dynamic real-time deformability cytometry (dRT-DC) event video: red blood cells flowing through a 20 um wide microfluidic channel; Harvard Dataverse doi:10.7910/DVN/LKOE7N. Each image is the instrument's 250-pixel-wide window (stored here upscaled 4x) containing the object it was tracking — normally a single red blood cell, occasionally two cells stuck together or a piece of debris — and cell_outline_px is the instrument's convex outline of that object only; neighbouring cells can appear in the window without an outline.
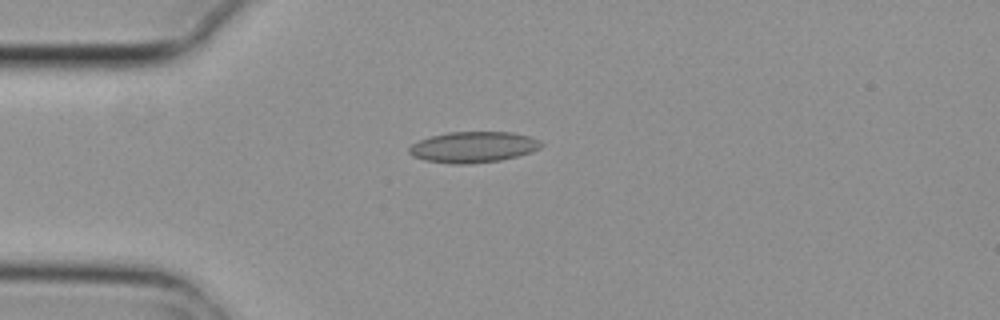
{"species": "common noctule bat (a hibernating species)", "species_latin": "Nyctalus noctula", "temperature_condition": "cold", "stored_images_in_passage": 2, "camera_frame_rate_fps": 3000, "um_per_image_px": 0.085, "animal": {"sex": "female", "body_mass_g": 29.2, "forearm_length_mm": 56.3}, "frame": {"image": 1, "passage_image": 1, "time_ms": 0.0, "image_size_px": [1000, 320], "cell_outline_px": [[544, 144], [540, 148], [532, 152], [500, 160], [464, 164], [452, 164], [424, 160], [412, 156], [408, 152], [408, 148], [412, 144], [428, 136], [448, 132], [512, 132], [528, 136], [540, 140]], "centroid_in_image_um": [40.21, 12.49], "position_along_channel_um": 44.8, "area_um2": 23.87}}
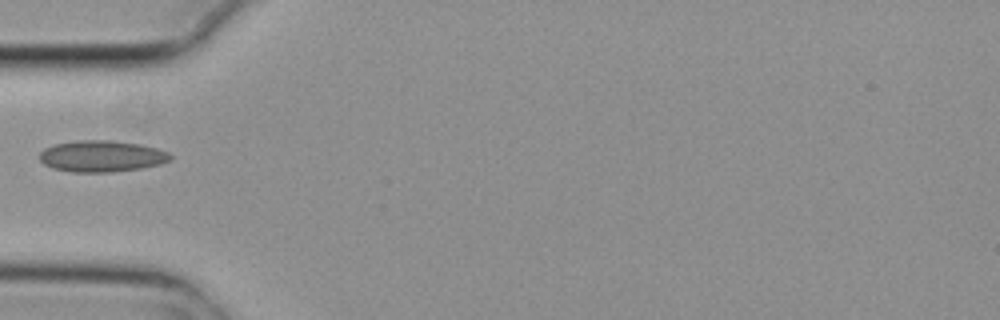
{"frame": {"image": 2, "passage_image": 2, "time_ms": 0.333, "image_size_px": [1000, 320], "cell_outline_px": [[172, 160], [160, 164], [140, 168], [112, 172], [72, 172], [52, 168], [44, 164], [40, 160], [40, 152], [44, 148], [56, 144], [76, 140], [108, 140], [140, 144], [156, 148], [168, 152], [172, 156]], "centroid_in_image_um": [8.64, 13.28], "position_along_channel_um": 76.4, "area_um2": 23.93}}